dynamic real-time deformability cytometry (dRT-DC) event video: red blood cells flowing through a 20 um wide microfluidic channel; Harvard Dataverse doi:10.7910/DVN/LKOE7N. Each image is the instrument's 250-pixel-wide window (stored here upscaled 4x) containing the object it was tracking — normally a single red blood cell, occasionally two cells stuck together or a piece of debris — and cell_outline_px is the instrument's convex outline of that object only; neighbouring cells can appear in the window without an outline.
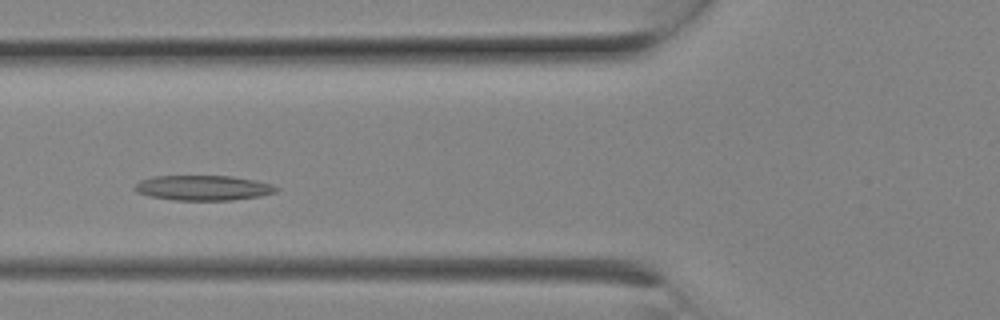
{"species": "Egyptian fruit bat (a non-hibernating species)", "species_latin": "Rousettus aegyptiacus", "temperature_condition": "room temperature", "stored_images_in_passage": 7, "camera_frame_rate_fps": 3000, "um_per_image_px": 0.085, "animal": {"sex": "female"}, "frame": {"image": 1, "passage_image": 5, "time_ms": 1.333, "image_size_px": [1000, 320], "cell_outline_px": [[280, 188], [276, 192], [260, 196], [232, 200], [176, 200], [148, 196], [136, 192], [132, 188], [140, 180], [152, 176], [232, 176], [272, 184]], "centroid_in_image_um": [17.24, 15.97], "position_along_channel_um": 108.6, "area_um2": 20.69}}
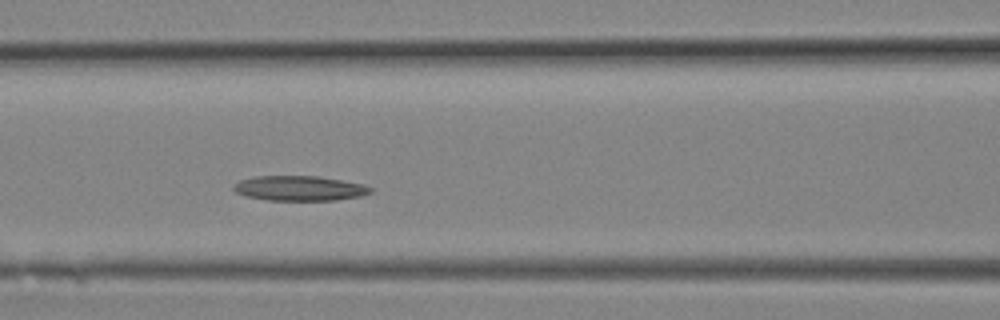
{"frame": {"image": 2, "passage_image": 6, "time_ms": 1.667, "image_size_px": [1000, 320], "cell_outline_px": [[372, 192], [360, 196], [336, 200], [268, 200], [248, 196], [236, 192], [232, 188], [240, 180], [252, 176], [316, 176], [364, 184], [372, 188]], "centroid_in_image_um": [25.47, 16.0], "position_along_channel_um": 141.1, "area_um2": 19.71}}
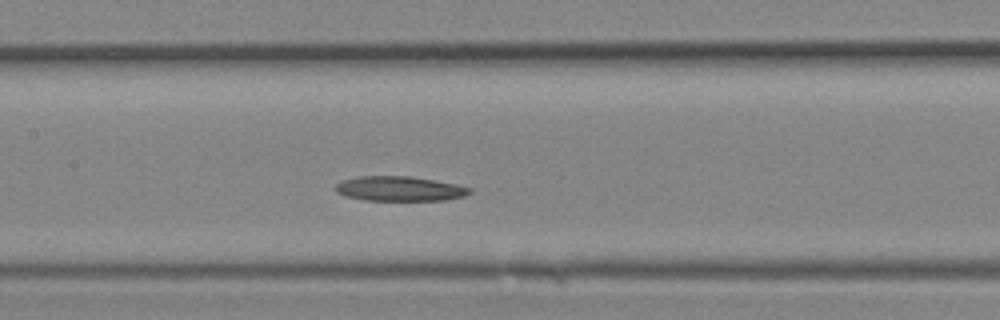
{"frame": {"image": 3, "passage_image": 7, "time_ms": 2.0, "image_size_px": [1000, 320], "cell_outline_px": [[472, 192], [464, 196], [444, 200], [364, 200], [344, 196], [336, 192], [336, 184], [340, 180], [360, 176], [412, 176], [456, 184], [472, 188]], "centroid_in_image_um": [33.95, 16.03], "position_along_channel_um": 173.5, "area_um2": 19.42}}